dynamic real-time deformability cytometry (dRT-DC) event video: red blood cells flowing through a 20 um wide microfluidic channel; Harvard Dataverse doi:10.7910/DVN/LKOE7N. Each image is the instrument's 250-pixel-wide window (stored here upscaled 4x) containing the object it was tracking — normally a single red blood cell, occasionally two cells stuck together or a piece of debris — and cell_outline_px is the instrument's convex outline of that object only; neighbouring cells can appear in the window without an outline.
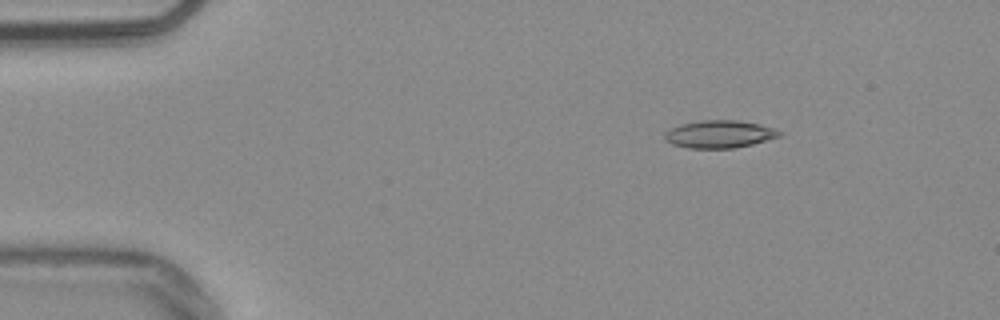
{"species": "common noctule bat (a hibernating species)", "species_latin": "Nyctalus noctula", "temperature_condition": "warm", "stored_images_in_passage": 46, "camera_frame_rate_fps": 3000, "um_per_image_px": 0.085, "animal": {"sex": "male", "body_mass_g": 20.4}, "frame": {"image": 1, "passage_image": 1, "time_ms": 0.0, "image_size_px": [1000, 320], "cell_outline_px": [[784, 136], [752, 144], [732, 148], [688, 148], [672, 144], [664, 140], [664, 132], [680, 124], [700, 120], [736, 120], [760, 124], [784, 132]], "centroid_in_image_um": [61.17, 11.4], "position_along_channel_um": 23.8, "area_um2": 18.61}}
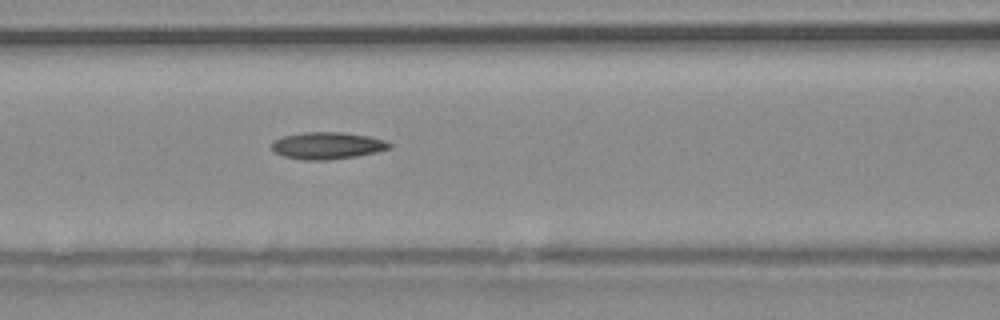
{"frame": {"image": 2, "passage_image": 16, "time_ms": 5.0, "image_size_px": [1000, 320], "cell_outline_px": [[392, 148], [376, 152], [356, 156], [328, 160], [304, 160], [284, 156], [276, 152], [272, 148], [272, 140], [284, 136], [304, 132], [340, 132], [368, 136], [384, 140], [392, 144]], "centroid_in_image_um": [27.83, 12.37], "position_along_channel_um": 138.8, "area_um2": 18.44}}
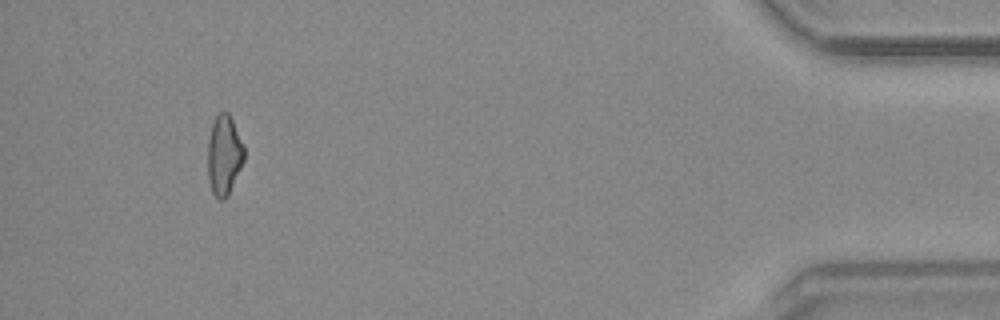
{"frame": {"image": 3, "passage_image": 43, "time_ms": 14.0, "image_size_px": [1000, 320], "cell_outline_px": [[244, 160], [228, 196], [224, 200], [220, 200], [212, 192], [208, 180], [208, 140], [212, 124], [216, 116], [220, 112], [228, 112], [244, 144]], "centroid_in_image_um": [19.05, 13.2], "position_along_channel_um": 416.2, "area_um2": 16.94}, "authors_computed_cell_mechanics": {"area_um2": 17.629, "velocity_mm_per_s": 3.8246, "shape_relaxation_time_tau1_ms": null, "shape_relaxation_time_tau2_ms": 11.0063, "deformation_change_tau1": null, "deformation_change_tau2": 0.248}}